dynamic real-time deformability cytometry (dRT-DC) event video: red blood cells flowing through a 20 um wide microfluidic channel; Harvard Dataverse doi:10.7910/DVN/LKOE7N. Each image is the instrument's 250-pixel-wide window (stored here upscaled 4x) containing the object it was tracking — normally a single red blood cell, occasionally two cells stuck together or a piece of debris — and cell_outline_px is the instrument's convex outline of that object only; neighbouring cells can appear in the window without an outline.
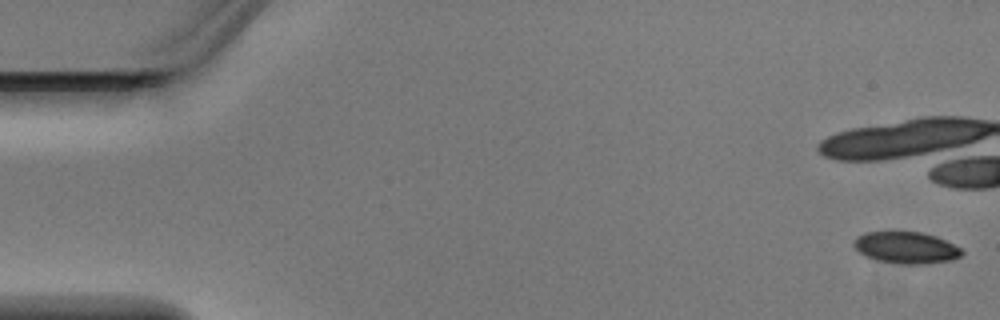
{"species": "Egyptian fruit bat (a non-hibernating species)", "species_latin": "Rousettus aegyptiacus", "temperature_condition": "warm", "stored_images_in_passage": 6, "camera_frame_rate_fps": 3000, "um_per_image_px": 0.085, "animal": {"sex": "male"}, "frame": {"image": 1, "passage_image": 1, "time_ms": 0.0, "image_size_px": [1000, 320], "cell_outline_px": [[964, 252], [960, 256], [952, 260], [920, 264], [900, 264], [876, 260], [864, 256], [852, 244], [852, 240], [856, 236], [864, 232], [888, 228], [892, 228], [924, 232], [936, 236], [960, 248]], "centroid_in_image_um": [76.93, 20.98], "position_along_channel_um": 8.1, "area_um2": 20.92}}